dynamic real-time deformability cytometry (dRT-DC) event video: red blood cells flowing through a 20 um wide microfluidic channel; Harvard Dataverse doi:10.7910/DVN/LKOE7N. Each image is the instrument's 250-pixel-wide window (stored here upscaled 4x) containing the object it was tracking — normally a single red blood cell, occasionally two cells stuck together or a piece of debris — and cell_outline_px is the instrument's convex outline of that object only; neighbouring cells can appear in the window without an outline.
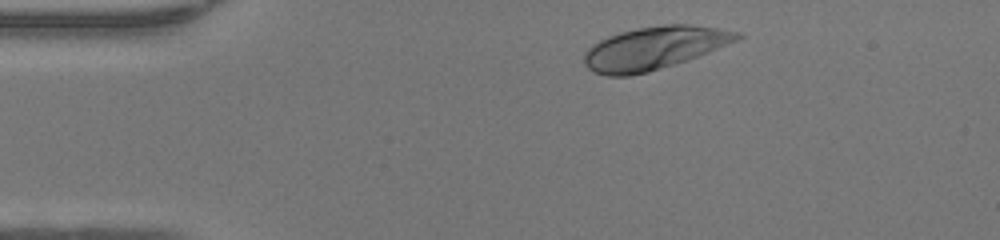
{"species": "human", "species_latin": "Homo sapiens", "temperature_condition": "warm", "stored_images_in_passage": 43, "camera_frame_rate_fps": 3000, "um_per_image_px": 0.085, "donor": {"sex": "female"}, "frame": {"image": 1, "passage_image": 3, "time_ms": 0.667, "image_size_px": [1000, 240], "cell_outline_px": [[744, 36], [740, 40], [688, 60], [648, 72], [628, 76], [608, 76], [596, 72], [588, 68], [584, 64], [584, 52], [592, 44], [608, 36], [620, 32], [636, 28], [664, 24], [684, 24], [720, 28], [740, 32]], "centroid_in_image_um": [55.63, 4.08], "position_along_channel_um": 29.4, "area_um2": 38.38}}
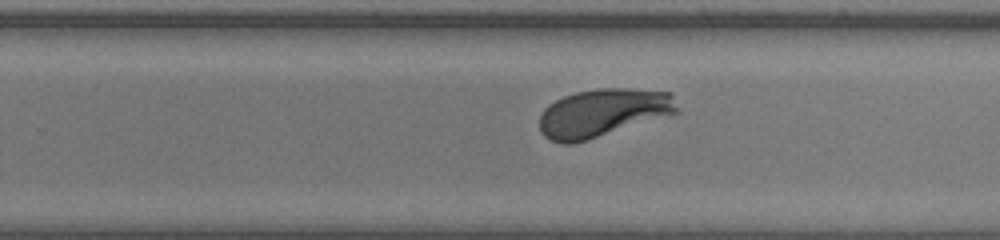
{"frame": {"image": 2, "passage_image": 25, "time_ms": 8.0, "image_size_px": [1000, 240], "cell_outline_px": [[680, 112], [588, 140], [572, 144], [560, 144], [548, 140], [540, 132], [540, 116], [544, 108], [548, 104], [564, 96], [576, 92], [600, 88], [628, 88], [672, 92]], "centroid_in_image_um": [51.24, 9.6], "position_along_channel_um": 278.6, "area_um2": 38.9}}
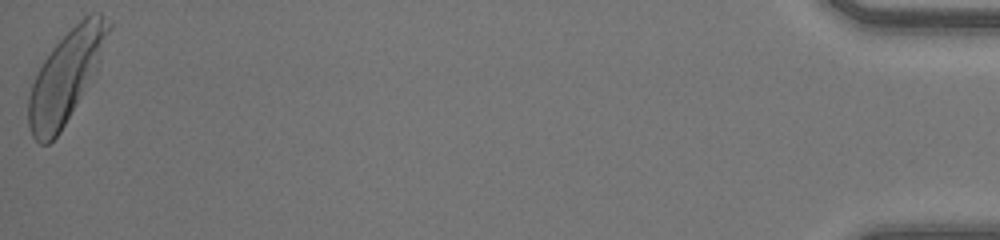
{"frame": {"image": 3, "passage_image": 43, "time_ms": 14.0, "image_size_px": [1000, 240], "cell_outline_px": [[112, 28], [96, 72], [60, 132], [48, 144], [40, 144], [32, 136], [28, 124], [28, 96], [32, 84], [44, 60], [52, 48], [84, 16], [92, 12], [100, 12], [112, 24]], "centroid_in_image_um": [5.63, 6.47], "position_along_channel_um": 429.6, "area_um2": 42.02}, "authors_computed_cell_mechanics": {"area_um2": 38.726, "velocity_mm_per_s": 4.2184, "shape_relaxation_time_tau1_ms": 1.7183, "shape_relaxation_time_tau2_ms": null, "deformation_change_tau1": 0.1532, "deformation_change_tau2": null}}